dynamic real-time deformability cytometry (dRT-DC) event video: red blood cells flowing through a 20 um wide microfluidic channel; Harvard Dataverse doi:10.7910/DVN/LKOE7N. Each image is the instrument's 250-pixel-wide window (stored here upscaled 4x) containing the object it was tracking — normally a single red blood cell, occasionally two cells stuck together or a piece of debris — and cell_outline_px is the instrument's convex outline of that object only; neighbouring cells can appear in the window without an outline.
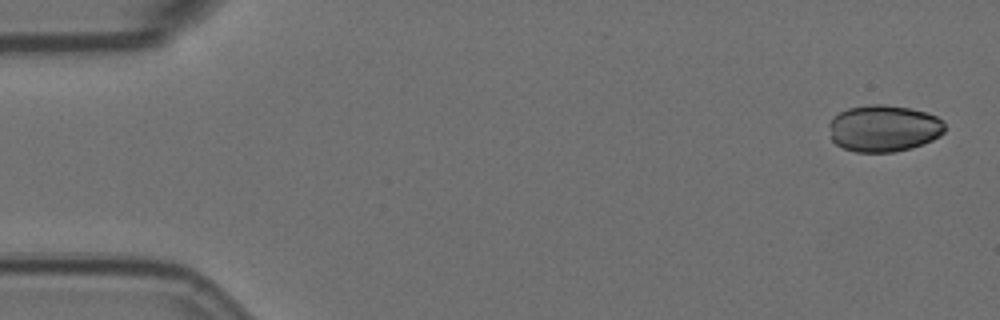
{"species": "Egyptian fruit bat (a non-hibernating species)", "species_latin": "Rousettus aegyptiacus", "temperature_condition": "room temperature", "stored_images_in_passage": 6, "camera_frame_rate_fps": 3000, "um_per_image_px": 0.085, "animal": {"sex": "female"}, "frame": {"image": 1, "passage_image": 1, "time_ms": 0.0, "image_size_px": [1000, 320], "cell_outline_px": [[944, 132], [940, 136], [924, 144], [912, 148], [892, 152], [856, 152], [844, 148], [836, 144], [832, 140], [828, 124], [832, 116], [848, 108], [868, 104], [884, 104], [908, 108], [924, 112], [936, 116], [944, 120]], "centroid_in_image_um": [75.11, 10.91], "position_along_channel_um": 9.9, "area_um2": 31.73}}
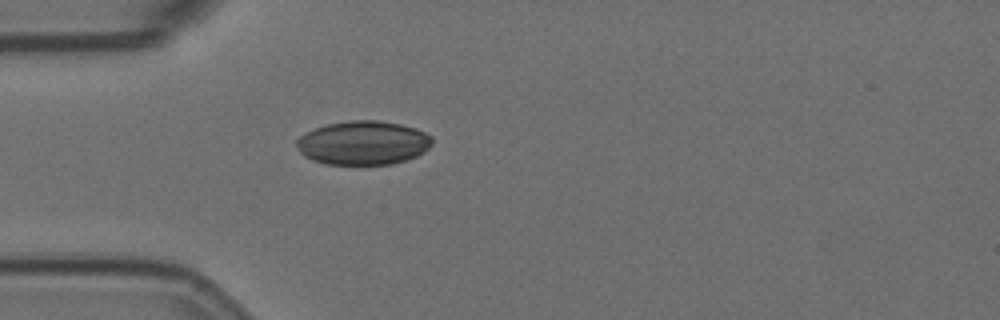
{"frame": {"image": 2, "passage_image": 5, "time_ms": 1.333, "image_size_px": [1000, 320], "cell_outline_px": [[432, 144], [424, 152], [416, 156], [392, 164], [324, 164], [312, 160], [304, 156], [300, 152], [296, 144], [296, 140], [300, 136], [316, 128], [328, 124], [352, 120], [376, 120], [400, 124], [416, 128], [432, 136]], "centroid_in_image_um": [30.88, 12.14], "position_along_channel_um": 54.1, "area_um2": 34.56}}